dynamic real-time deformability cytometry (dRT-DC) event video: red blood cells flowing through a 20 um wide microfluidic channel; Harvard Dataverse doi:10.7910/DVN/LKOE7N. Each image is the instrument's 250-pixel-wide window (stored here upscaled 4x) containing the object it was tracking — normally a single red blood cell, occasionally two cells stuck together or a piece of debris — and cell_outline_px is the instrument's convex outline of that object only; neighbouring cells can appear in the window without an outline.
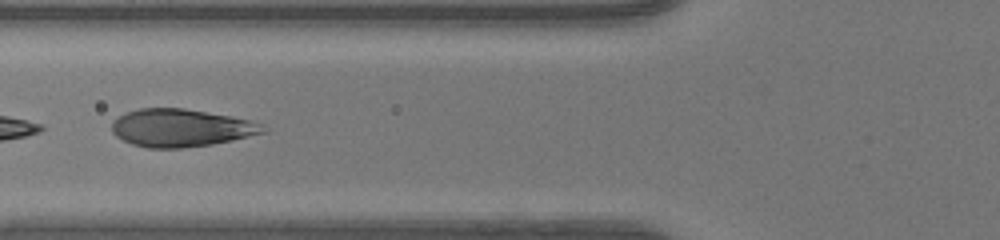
{"species": "human", "species_latin": "Homo sapiens", "temperature_condition": "warm", "stored_images_in_passage": 18, "camera_frame_rate_fps": 3000, "um_per_image_px": 0.085, "donor": {"sex": "female"}, "frame": {"image": 1, "passage_image": 6, "time_ms": 1.667, "image_size_px": [1000, 240], "cell_outline_px": [[268, 132], [232, 140], [212, 144], [180, 148], [148, 148], [132, 144], [116, 136], [112, 132], [112, 120], [124, 112], [140, 108], [184, 108], [232, 116], [248, 120], [260, 124]], "centroid_in_image_um": [15.34, 10.86], "position_along_channel_um": 110.5, "area_um2": 33.23}}